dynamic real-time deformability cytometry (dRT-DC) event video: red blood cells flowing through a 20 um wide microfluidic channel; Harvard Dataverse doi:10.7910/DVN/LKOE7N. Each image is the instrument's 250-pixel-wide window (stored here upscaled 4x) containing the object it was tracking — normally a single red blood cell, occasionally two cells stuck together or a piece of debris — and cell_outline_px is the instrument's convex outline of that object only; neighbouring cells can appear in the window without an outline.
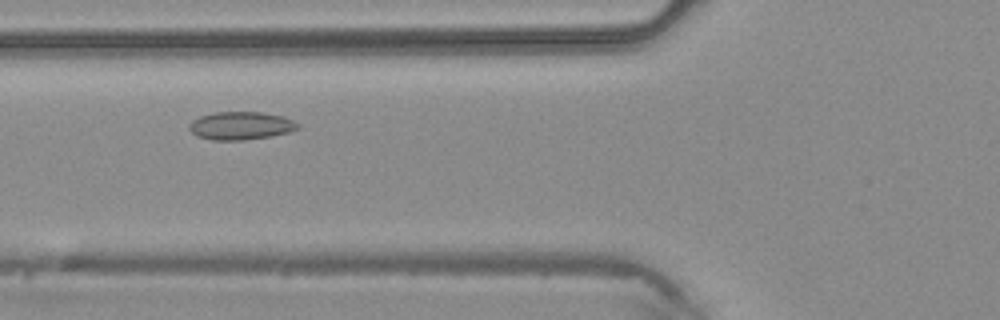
{"species": "common noctule bat (a hibernating species)", "species_latin": "Nyctalus noctula", "temperature_condition": "warm", "stored_images_in_passage": 35, "camera_frame_rate_fps": 3000, "um_per_image_px": 0.085, "animal": {"sex": "male", "body_mass_g": 20.4}, "frame": {"image": 1, "passage_image": 10, "time_ms": 3.0, "image_size_px": [1000, 320], "cell_outline_px": [[300, 124], [296, 128], [288, 132], [272, 136], [244, 140], [212, 140], [196, 136], [188, 128], [188, 124], [192, 120], [200, 116], [212, 112], [260, 112], [284, 116]], "centroid_in_image_um": [20.42, 10.68], "position_along_channel_um": 105.4, "area_um2": 17.8}}
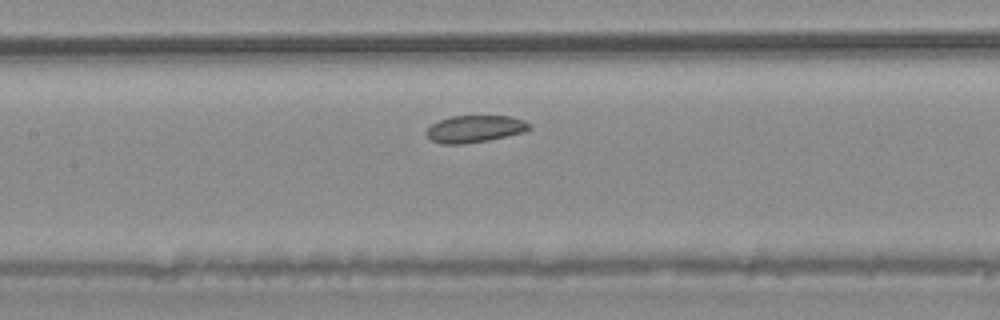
{"frame": {"image": 2, "passage_image": 14, "time_ms": 4.333, "image_size_px": [1000, 320], "cell_outline_px": [[532, 128], [528, 132], [488, 140], [464, 144], [440, 144], [432, 140], [424, 132], [432, 124], [440, 120], [452, 116], [512, 116], [524, 120], [532, 124]], "centroid_in_image_um": [40.43, 10.96], "position_along_channel_um": 167.0, "area_um2": 16.47}}
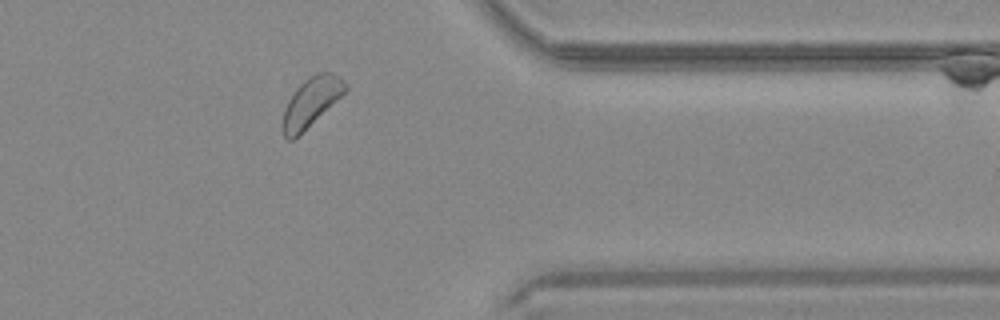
{"frame": {"image": 3, "passage_image": 29, "time_ms": 9.333, "image_size_px": [1000, 320], "cell_outline_px": [[348, 88], [340, 96], [292, 140], [288, 140], [284, 136], [284, 108], [288, 100], [296, 88], [308, 76], [316, 72], [332, 72], [340, 76], [348, 84]], "centroid_in_image_um": [26.46, 8.59], "position_along_channel_um": 384.9, "area_um2": 17.22}}